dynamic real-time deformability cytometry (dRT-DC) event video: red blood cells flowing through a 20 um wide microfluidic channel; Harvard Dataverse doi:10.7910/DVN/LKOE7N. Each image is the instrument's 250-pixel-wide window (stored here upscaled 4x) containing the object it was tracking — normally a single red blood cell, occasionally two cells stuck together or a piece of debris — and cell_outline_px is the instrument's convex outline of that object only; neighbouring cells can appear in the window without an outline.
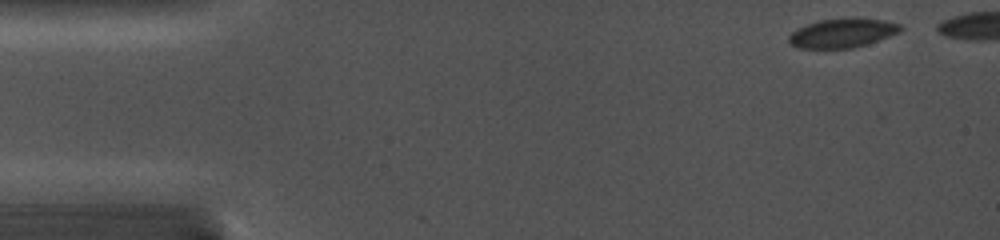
{"species": "common noctule bat (a hibernating species)", "species_latin": "Nyctalus noctula", "temperature_condition": "cold", "stored_images_in_passage": 9, "camera_frame_rate_fps": 5000, "um_per_image_px": 0.085, "animal": {"sex": "female", "body_mass_g": 19.0, "forearm_length_mm": 56.7}, "frame": {"image": 1, "passage_image": 1, "time_ms": 0.0, "image_size_px": [1000, 240], "cell_outline_px": [[904, 28], [900, 32], [852, 48], [800, 48], [792, 44], [788, 40], [788, 36], [792, 32], [808, 24], [820, 20], [856, 16], [884, 20], [900, 24]], "centroid_in_image_um": [71.64, 2.78], "position_along_channel_um": 13.4, "area_um2": 18.9}}